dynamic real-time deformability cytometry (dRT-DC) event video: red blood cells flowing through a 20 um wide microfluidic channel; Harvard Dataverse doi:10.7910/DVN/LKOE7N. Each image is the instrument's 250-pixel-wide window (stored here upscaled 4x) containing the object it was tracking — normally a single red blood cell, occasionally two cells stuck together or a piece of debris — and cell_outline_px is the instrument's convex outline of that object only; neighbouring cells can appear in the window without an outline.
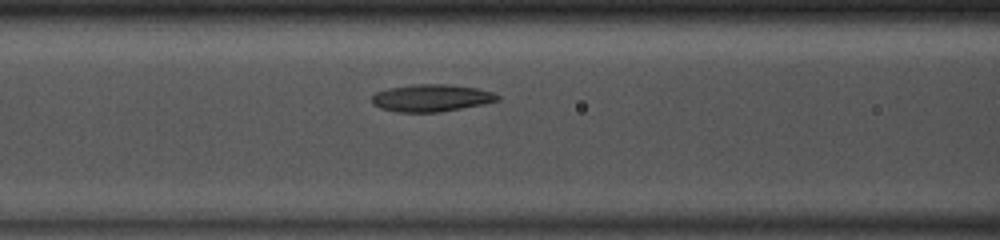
{"species": "common noctule bat (a hibernating species)", "species_latin": "Nyctalus noctula", "temperature_condition": "room temperature", "stored_images_in_passage": 35, "camera_frame_rate_fps": 3000, "um_per_image_px": 0.085, "animal": {"sex": "male", "body_mass_g": 13.0, "forearm_length_mm": 53.1}, "frame": {"image": 1, "passage_image": 8, "time_ms": 2.333, "image_size_px": [1000, 240], "cell_outline_px": [[500, 100], [484, 104], [440, 112], [396, 112], [380, 108], [372, 104], [372, 96], [376, 92], [388, 88], [412, 84], [448, 84], [476, 88], [492, 92], [500, 96]], "centroid_in_image_um": [36.65, 8.33], "position_along_channel_um": 129.9, "area_um2": 20.06}}
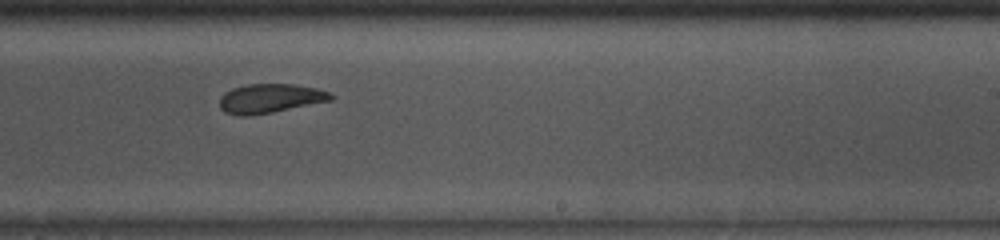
{"frame": {"image": 2, "passage_image": 18, "time_ms": 5.667, "image_size_px": [1000, 240], "cell_outline_px": [[336, 96], [332, 100], [272, 112], [248, 116], [240, 116], [224, 112], [220, 108], [220, 96], [224, 92], [232, 88], [248, 84], [296, 84], [316, 88], [328, 92]], "centroid_in_image_um": [22.94, 8.36], "position_along_channel_um": 266.1, "area_um2": 18.96}}
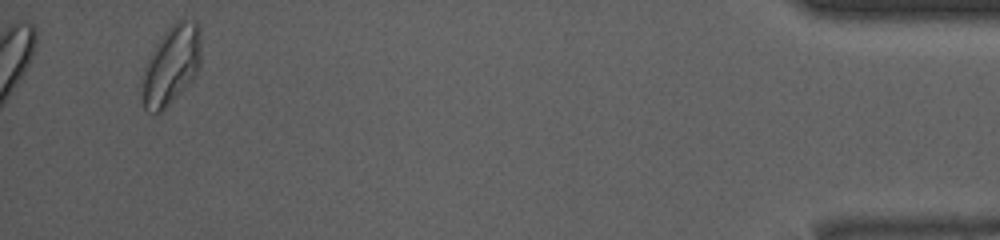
{"frame": {"image": 3, "passage_image": 35, "time_ms": 11.333, "image_size_px": [1000, 240], "cell_outline_px": [[200, 68], [188, 84], [160, 112], [156, 112], [144, 108], [140, 76], [160, 36], [172, 24], [180, 20], [196, 20], [200, 24]], "centroid_in_image_um": [14.56, 5.49], "position_along_channel_um": 420.6, "area_um2": 26.93}, "authors_computed_cell_mechanics": {"area_um2": 19.8832, "velocity_mm_per_s": 4.0914, "shape_relaxation_time_tau1_ms": 5.5877, "shape_relaxation_time_tau2_ms": 2.7706, "deformation_change_tau1": 0.1189, "deformation_change_tau2": 0.092}}